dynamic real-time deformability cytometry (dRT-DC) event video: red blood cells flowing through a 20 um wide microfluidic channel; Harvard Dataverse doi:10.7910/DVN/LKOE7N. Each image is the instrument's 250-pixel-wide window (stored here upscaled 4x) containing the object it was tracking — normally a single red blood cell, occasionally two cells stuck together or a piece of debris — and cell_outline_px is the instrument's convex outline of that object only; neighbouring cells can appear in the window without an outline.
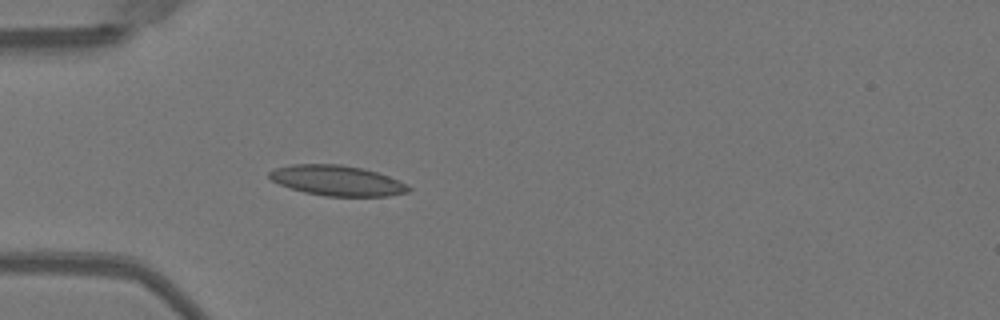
{"species": "Egyptian fruit bat (a non-hibernating species)", "species_latin": "Rousettus aegyptiacus", "temperature_condition": "warm", "stored_images_in_passage": 38, "camera_frame_rate_fps": 3000, "um_per_image_px": 0.085, "animal": {"sex": "female"}, "frame": {"image": 1, "passage_image": 5, "time_ms": 1.333, "image_size_px": [1000, 320], "cell_outline_px": [[412, 188], [408, 192], [388, 196], [324, 196], [304, 192], [280, 184], [272, 180], [268, 176], [268, 172], [276, 168], [292, 164], [340, 164], [360, 168], [376, 172], [388, 176], [408, 184]], "centroid_in_image_um": [28.67, 15.35], "position_along_channel_um": 56.3, "area_um2": 24.45}}
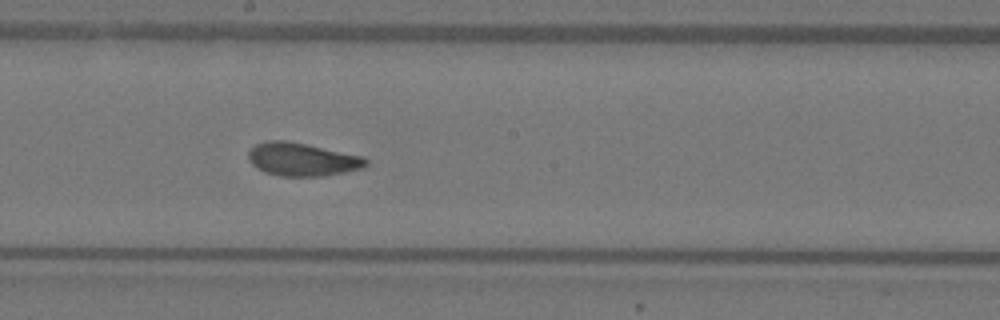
{"frame": {"image": 2, "passage_image": 18, "time_ms": 5.667, "image_size_px": [1000, 320], "cell_outline_px": [[368, 164], [364, 168], [344, 172], [320, 176], [280, 176], [264, 172], [256, 168], [248, 160], [248, 152], [256, 144], [264, 140], [284, 140], [308, 144], [364, 156], [368, 160]], "centroid_in_image_um": [25.68, 13.54], "position_along_channel_um": 222.5, "area_um2": 22.95}}
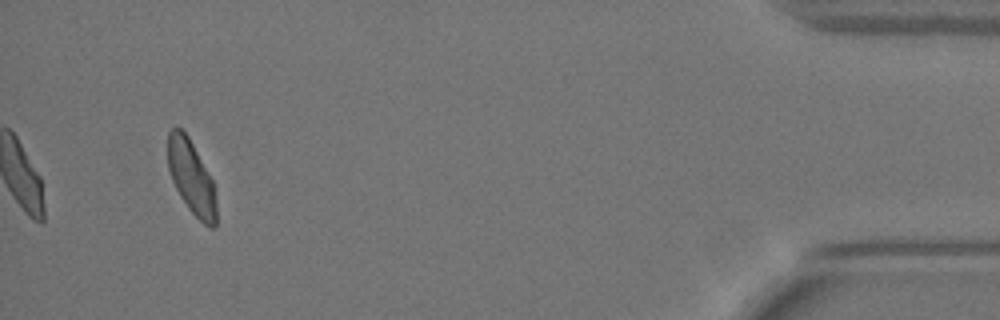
{"frame": {"image": 3, "passage_image": 38, "time_ms": 12.333, "image_size_px": [1000, 320], "cell_outline_px": [[216, 228], [208, 228], [188, 208], [180, 196], [172, 180], [168, 168], [168, 132], [176, 124], [188, 136], [212, 180], [216, 200]], "centroid_in_image_um": [16.26, 15.08], "position_along_channel_um": 418.9, "area_um2": 20.69}, "authors_computed_cell_mechanics": {"area_um2": 22.4553, "velocity_mm_per_s": 3.9961, "shape_relaxation_time_tau1_ms": 6.9374, "shape_relaxation_time_tau2_ms": 1.5284, "deformation_change_tau1": 0.1831, "deformation_change_tau2": 0.0772}}